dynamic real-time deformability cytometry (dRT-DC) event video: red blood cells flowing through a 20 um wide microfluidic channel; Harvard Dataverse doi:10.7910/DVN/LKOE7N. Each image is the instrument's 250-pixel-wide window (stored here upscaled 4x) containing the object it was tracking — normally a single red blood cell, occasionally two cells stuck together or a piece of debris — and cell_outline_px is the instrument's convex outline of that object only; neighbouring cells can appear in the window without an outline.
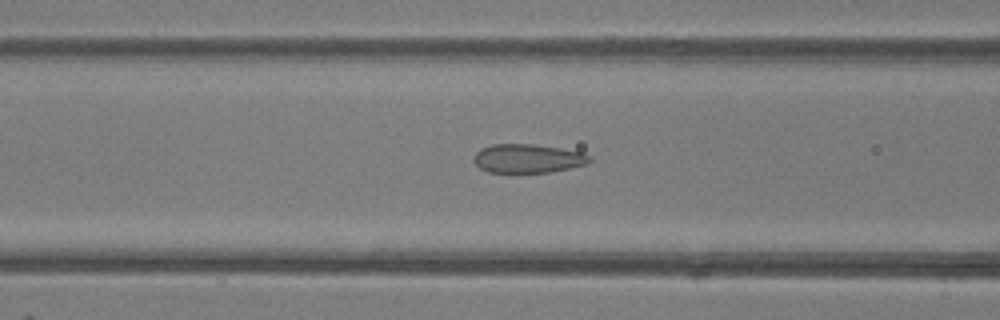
{"species": "common noctule bat (a hibernating species)", "species_latin": "Nyctalus noctula", "temperature_condition": "room temperature", "stored_images_in_passage": 42, "camera_frame_rate_fps": 3000, "um_per_image_px": 0.085, "animal": {"sex": "female"}, "frame": {"image": 1, "passage_image": 11, "time_ms": 3.333, "image_size_px": [1000, 320], "cell_outline_px": [[592, 160], [588, 164], [548, 172], [488, 172], [480, 168], [472, 160], [476, 152], [480, 148], [492, 144], [532, 144], [560, 148], [584, 152]], "centroid_in_image_um": [44.84, 13.46], "position_along_channel_um": 121.8, "area_um2": 19.42}}
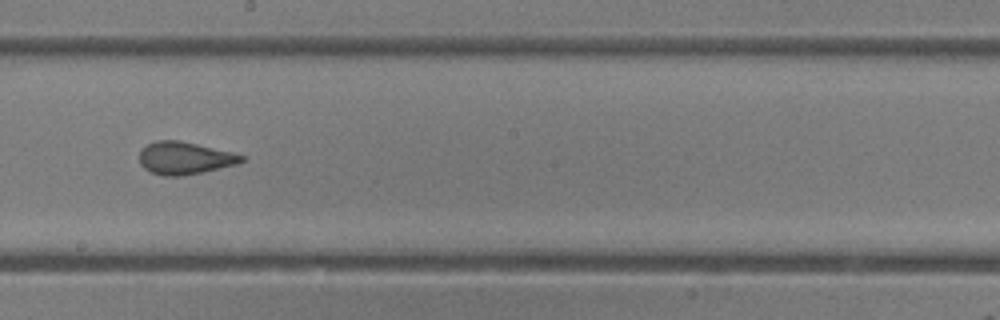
{"frame": {"image": 2, "passage_image": 19, "time_ms": 6.0, "image_size_px": [1000, 320], "cell_outline_px": [[244, 160], [236, 164], [184, 176], [164, 176], [152, 172], [144, 168], [140, 164], [140, 152], [148, 144], [156, 140], [180, 140], [232, 152], [244, 156]], "centroid_in_image_um": [15.68, 13.43], "position_along_channel_um": 232.5, "area_um2": 19.13}}
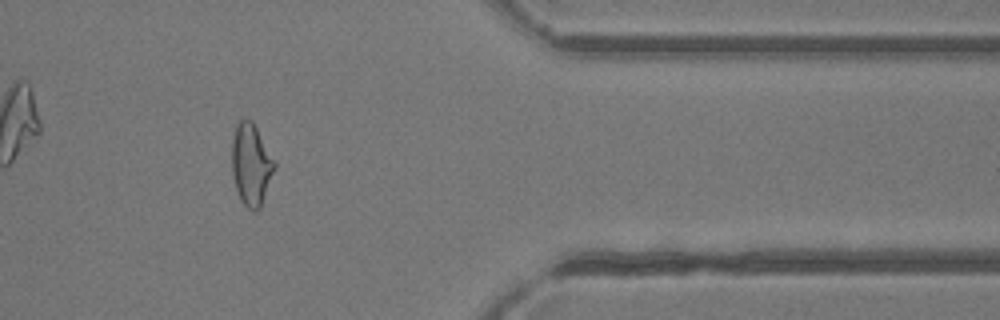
{"frame": {"image": 3, "passage_image": 32, "time_ms": 10.333, "image_size_px": [1000, 320], "cell_outline_px": [[276, 168], [260, 208], [256, 212], [252, 212], [240, 200], [232, 176], [232, 140], [236, 124], [244, 116], [252, 120], [276, 164]], "centroid_in_image_um": [21.34, 13.99], "position_along_channel_um": 390.1, "area_um2": 20.46}, "authors_computed_cell_mechanics": {"area_um2": 20.4323, "velocity_mm_per_s": 4.1457, "shape_relaxation_time_tau1_ms": null, "shape_relaxation_time_tau2_ms": 0.9317, "deformation_change_tau1": null, "deformation_change_tau2": 0.0746}}